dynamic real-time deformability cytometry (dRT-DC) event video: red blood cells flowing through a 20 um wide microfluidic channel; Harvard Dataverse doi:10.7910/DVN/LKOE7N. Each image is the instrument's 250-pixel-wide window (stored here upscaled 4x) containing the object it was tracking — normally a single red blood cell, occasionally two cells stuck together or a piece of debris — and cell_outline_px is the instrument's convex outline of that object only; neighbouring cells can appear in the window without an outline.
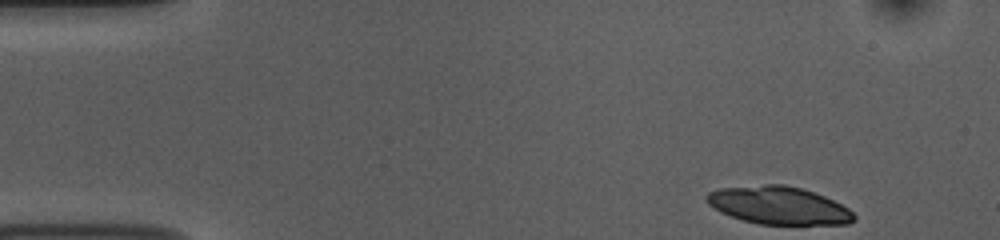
{"species": "common noctule bat (a hibernating species)", "species_latin": "Nyctalus noctula", "temperature_condition": "room temperature", "stored_images_in_passage": 48, "camera_frame_rate_fps": 3000, "um_per_image_px": 0.085, "animal": {"sex": "female", "body_mass_g": 10.0, "forearm_length_mm": 53.1}, "frame": {"image": 1, "passage_image": 1, "time_ms": 0.0, "image_size_px": [1000, 240], "cell_outline_px": [[856, 220], [848, 224], [760, 224], [744, 220], [720, 212], [708, 204], [704, 200], [704, 196], [708, 192], [720, 188], [764, 184], [784, 184], [800, 188], [824, 196], [848, 208], [856, 216]], "centroid_in_image_um": [66.16, 17.45], "position_along_channel_um": 18.8, "area_um2": 32.37}}